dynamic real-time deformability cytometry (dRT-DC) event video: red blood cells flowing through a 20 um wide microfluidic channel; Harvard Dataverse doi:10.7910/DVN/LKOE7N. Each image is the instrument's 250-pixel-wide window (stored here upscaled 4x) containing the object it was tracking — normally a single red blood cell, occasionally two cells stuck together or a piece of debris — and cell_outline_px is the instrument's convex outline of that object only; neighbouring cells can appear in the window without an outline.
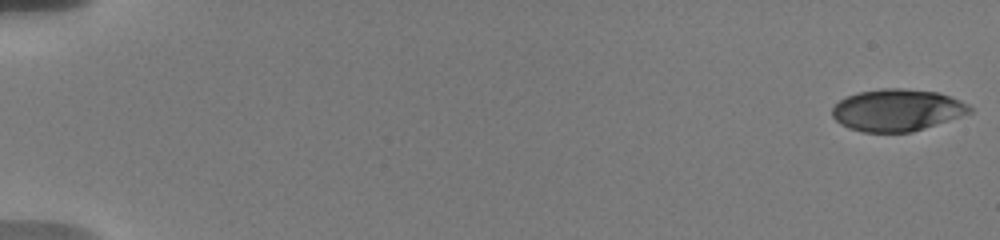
{"species": "human", "species_latin": "Homo sapiens", "temperature_condition": "warm", "stored_images_in_passage": 40, "camera_frame_rate_fps": 3000, "um_per_image_px": 0.085, "donor": {"sex": "male"}, "frame": {"image": 1, "passage_image": 1, "time_ms": 0.0, "image_size_px": [1000, 240], "cell_outline_px": [[972, 112], [912, 132], [864, 132], [848, 128], [840, 124], [832, 116], [832, 108], [840, 100], [848, 96], [860, 92], [880, 88], [904, 88], [940, 92], [960, 100], [968, 104], [972, 108]], "centroid_in_image_um": [76.25, 9.35], "position_along_channel_um": 8.7, "area_um2": 33.58}}
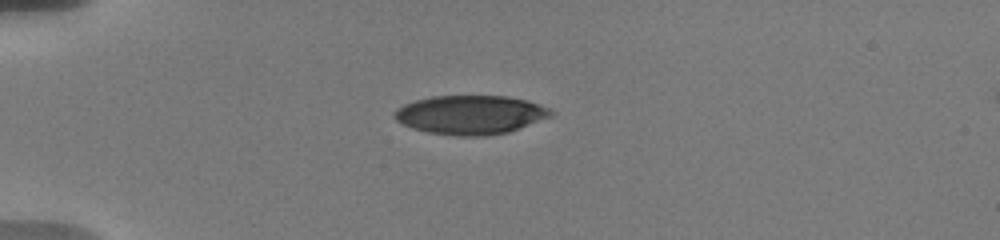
{"frame": {"image": 2, "passage_image": 33, "time_ms": 5.0, "image_size_px": [1000, 240], "cell_outline_px": [[552, 116], [508, 132], [480, 136], [460, 136], [428, 132], [412, 128], [396, 120], [392, 116], [392, 112], [396, 108], [404, 104], [416, 100], [432, 96], [508, 96], [528, 100], [552, 108]], "centroid_in_image_um": [39.99, 9.74], "position_along_channel_um": 45.0, "area_um2": 35.55}}